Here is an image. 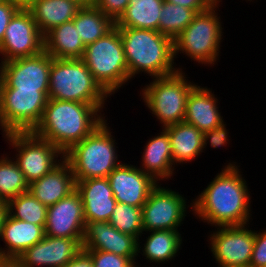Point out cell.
Masks as SVG:
<instances>
[{
  "instance_id": "cell-36",
  "label": "cell",
  "mask_w": 266,
  "mask_h": 267,
  "mask_svg": "<svg viewBox=\"0 0 266 267\" xmlns=\"http://www.w3.org/2000/svg\"><path fill=\"white\" fill-rule=\"evenodd\" d=\"M261 231L255 230L254 246L249 267H266V228Z\"/></svg>"
},
{
  "instance_id": "cell-27",
  "label": "cell",
  "mask_w": 266,
  "mask_h": 267,
  "mask_svg": "<svg viewBox=\"0 0 266 267\" xmlns=\"http://www.w3.org/2000/svg\"><path fill=\"white\" fill-rule=\"evenodd\" d=\"M44 50L54 59H82L85 45L74 22L69 21L44 36Z\"/></svg>"
},
{
  "instance_id": "cell-29",
  "label": "cell",
  "mask_w": 266,
  "mask_h": 267,
  "mask_svg": "<svg viewBox=\"0 0 266 267\" xmlns=\"http://www.w3.org/2000/svg\"><path fill=\"white\" fill-rule=\"evenodd\" d=\"M72 21L85 46L106 35L116 26V22L95 5L82 6Z\"/></svg>"
},
{
  "instance_id": "cell-12",
  "label": "cell",
  "mask_w": 266,
  "mask_h": 267,
  "mask_svg": "<svg viewBox=\"0 0 266 267\" xmlns=\"http://www.w3.org/2000/svg\"><path fill=\"white\" fill-rule=\"evenodd\" d=\"M249 224L215 227L210 231L208 244L215 263L220 267H249L255 239V230Z\"/></svg>"
},
{
  "instance_id": "cell-21",
  "label": "cell",
  "mask_w": 266,
  "mask_h": 267,
  "mask_svg": "<svg viewBox=\"0 0 266 267\" xmlns=\"http://www.w3.org/2000/svg\"><path fill=\"white\" fill-rule=\"evenodd\" d=\"M76 189L70 164L64 159L52 171L29 184L28 191L46 207L56 204Z\"/></svg>"
},
{
  "instance_id": "cell-30",
  "label": "cell",
  "mask_w": 266,
  "mask_h": 267,
  "mask_svg": "<svg viewBox=\"0 0 266 267\" xmlns=\"http://www.w3.org/2000/svg\"><path fill=\"white\" fill-rule=\"evenodd\" d=\"M0 156V199L6 203L25 193L29 189V183L19 169L18 164L10 155ZM12 158V159H11Z\"/></svg>"
},
{
  "instance_id": "cell-42",
  "label": "cell",
  "mask_w": 266,
  "mask_h": 267,
  "mask_svg": "<svg viewBox=\"0 0 266 267\" xmlns=\"http://www.w3.org/2000/svg\"><path fill=\"white\" fill-rule=\"evenodd\" d=\"M6 215H7V203L0 199V236H1L2 225Z\"/></svg>"
},
{
  "instance_id": "cell-22",
  "label": "cell",
  "mask_w": 266,
  "mask_h": 267,
  "mask_svg": "<svg viewBox=\"0 0 266 267\" xmlns=\"http://www.w3.org/2000/svg\"><path fill=\"white\" fill-rule=\"evenodd\" d=\"M44 236V226L15 219L7 213L0 236L5 247L0 246V257L18 258L27 248L40 242Z\"/></svg>"
},
{
  "instance_id": "cell-33",
  "label": "cell",
  "mask_w": 266,
  "mask_h": 267,
  "mask_svg": "<svg viewBox=\"0 0 266 267\" xmlns=\"http://www.w3.org/2000/svg\"><path fill=\"white\" fill-rule=\"evenodd\" d=\"M121 233L129 234L138 241L143 233L142 208L117 202L108 221Z\"/></svg>"
},
{
  "instance_id": "cell-45",
  "label": "cell",
  "mask_w": 266,
  "mask_h": 267,
  "mask_svg": "<svg viewBox=\"0 0 266 267\" xmlns=\"http://www.w3.org/2000/svg\"><path fill=\"white\" fill-rule=\"evenodd\" d=\"M212 4H220L222 0H209Z\"/></svg>"
},
{
  "instance_id": "cell-40",
  "label": "cell",
  "mask_w": 266,
  "mask_h": 267,
  "mask_svg": "<svg viewBox=\"0 0 266 267\" xmlns=\"http://www.w3.org/2000/svg\"><path fill=\"white\" fill-rule=\"evenodd\" d=\"M64 267H94L90 257L82 251L77 257L67 263Z\"/></svg>"
},
{
  "instance_id": "cell-35",
  "label": "cell",
  "mask_w": 266,
  "mask_h": 267,
  "mask_svg": "<svg viewBox=\"0 0 266 267\" xmlns=\"http://www.w3.org/2000/svg\"><path fill=\"white\" fill-rule=\"evenodd\" d=\"M226 123L223 122L221 125L208 130L203 133V152L206 150L207 144H209L212 148L216 149L218 147H226L229 142V132L226 128Z\"/></svg>"
},
{
  "instance_id": "cell-34",
  "label": "cell",
  "mask_w": 266,
  "mask_h": 267,
  "mask_svg": "<svg viewBox=\"0 0 266 267\" xmlns=\"http://www.w3.org/2000/svg\"><path fill=\"white\" fill-rule=\"evenodd\" d=\"M91 259L94 267H134L138 257H123L101 250H83Z\"/></svg>"
},
{
  "instance_id": "cell-16",
  "label": "cell",
  "mask_w": 266,
  "mask_h": 267,
  "mask_svg": "<svg viewBox=\"0 0 266 267\" xmlns=\"http://www.w3.org/2000/svg\"><path fill=\"white\" fill-rule=\"evenodd\" d=\"M45 235L62 238H83L85 218L82 198L75 189L47 210Z\"/></svg>"
},
{
  "instance_id": "cell-15",
  "label": "cell",
  "mask_w": 266,
  "mask_h": 267,
  "mask_svg": "<svg viewBox=\"0 0 266 267\" xmlns=\"http://www.w3.org/2000/svg\"><path fill=\"white\" fill-rule=\"evenodd\" d=\"M83 238H62L45 235L19 257L22 267H64L82 251Z\"/></svg>"
},
{
  "instance_id": "cell-11",
  "label": "cell",
  "mask_w": 266,
  "mask_h": 267,
  "mask_svg": "<svg viewBox=\"0 0 266 267\" xmlns=\"http://www.w3.org/2000/svg\"><path fill=\"white\" fill-rule=\"evenodd\" d=\"M158 183L142 206L143 233L156 230H178L182 226L187 209L193 211L184 197L175 190ZM188 206V207H187Z\"/></svg>"
},
{
  "instance_id": "cell-32",
  "label": "cell",
  "mask_w": 266,
  "mask_h": 267,
  "mask_svg": "<svg viewBox=\"0 0 266 267\" xmlns=\"http://www.w3.org/2000/svg\"><path fill=\"white\" fill-rule=\"evenodd\" d=\"M195 14L193 9L164 1L158 32L174 40L192 22Z\"/></svg>"
},
{
  "instance_id": "cell-5",
  "label": "cell",
  "mask_w": 266,
  "mask_h": 267,
  "mask_svg": "<svg viewBox=\"0 0 266 267\" xmlns=\"http://www.w3.org/2000/svg\"><path fill=\"white\" fill-rule=\"evenodd\" d=\"M110 95L94 79L82 59H54L49 75L48 99L92 104L104 112Z\"/></svg>"
},
{
  "instance_id": "cell-20",
  "label": "cell",
  "mask_w": 266,
  "mask_h": 267,
  "mask_svg": "<svg viewBox=\"0 0 266 267\" xmlns=\"http://www.w3.org/2000/svg\"><path fill=\"white\" fill-rule=\"evenodd\" d=\"M215 96L212 89L197 84L188 96L184 122L194 125L202 133L221 125L224 119Z\"/></svg>"
},
{
  "instance_id": "cell-46",
  "label": "cell",
  "mask_w": 266,
  "mask_h": 267,
  "mask_svg": "<svg viewBox=\"0 0 266 267\" xmlns=\"http://www.w3.org/2000/svg\"><path fill=\"white\" fill-rule=\"evenodd\" d=\"M140 266H141V264L139 265L138 262H137V264H136L134 267H140ZM153 267H154V266H153Z\"/></svg>"
},
{
  "instance_id": "cell-17",
  "label": "cell",
  "mask_w": 266,
  "mask_h": 267,
  "mask_svg": "<svg viewBox=\"0 0 266 267\" xmlns=\"http://www.w3.org/2000/svg\"><path fill=\"white\" fill-rule=\"evenodd\" d=\"M107 178L117 202L140 208L158 184L138 166L124 162L111 171Z\"/></svg>"
},
{
  "instance_id": "cell-28",
  "label": "cell",
  "mask_w": 266,
  "mask_h": 267,
  "mask_svg": "<svg viewBox=\"0 0 266 267\" xmlns=\"http://www.w3.org/2000/svg\"><path fill=\"white\" fill-rule=\"evenodd\" d=\"M163 4L164 0H129L116 26L158 31Z\"/></svg>"
},
{
  "instance_id": "cell-14",
  "label": "cell",
  "mask_w": 266,
  "mask_h": 267,
  "mask_svg": "<svg viewBox=\"0 0 266 267\" xmlns=\"http://www.w3.org/2000/svg\"><path fill=\"white\" fill-rule=\"evenodd\" d=\"M44 50V36L27 9H20L8 24L0 44V61L31 57Z\"/></svg>"
},
{
  "instance_id": "cell-41",
  "label": "cell",
  "mask_w": 266,
  "mask_h": 267,
  "mask_svg": "<svg viewBox=\"0 0 266 267\" xmlns=\"http://www.w3.org/2000/svg\"><path fill=\"white\" fill-rule=\"evenodd\" d=\"M0 267H22L18 258L0 257Z\"/></svg>"
},
{
  "instance_id": "cell-37",
  "label": "cell",
  "mask_w": 266,
  "mask_h": 267,
  "mask_svg": "<svg viewBox=\"0 0 266 267\" xmlns=\"http://www.w3.org/2000/svg\"><path fill=\"white\" fill-rule=\"evenodd\" d=\"M129 0H95V6L115 22L121 17L128 6Z\"/></svg>"
},
{
  "instance_id": "cell-43",
  "label": "cell",
  "mask_w": 266,
  "mask_h": 267,
  "mask_svg": "<svg viewBox=\"0 0 266 267\" xmlns=\"http://www.w3.org/2000/svg\"><path fill=\"white\" fill-rule=\"evenodd\" d=\"M19 6L21 9H26L33 0H7Z\"/></svg>"
},
{
  "instance_id": "cell-19",
  "label": "cell",
  "mask_w": 266,
  "mask_h": 267,
  "mask_svg": "<svg viewBox=\"0 0 266 267\" xmlns=\"http://www.w3.org/2000/svg\"><path fill=\"white\" fill-rule=\"evenodd\" d=\"M76 182V190L82 198L85 223L108 222L117 204L108 178H90Z\"/></svg>"
},
{
  "instance_id": "cell-25",
  "label": "cell",
  "mask_w": 266,
  "mask_h": 267,
  "mask_svg": "<svg viewBox=\"0 0 266 267\" xmlns=\"http://www.w3.org/2000/svg\"><path fill=\"white\" fill-rule=\"evenodd\" d=\"M169 134L174 166L192 162L203 152V133L194 125L180 122L164 128Z\"/></svg>"
},
{
  "instance_id": "cell-23",
  "label": "cell",
  "mask_w": 266,
  "mask_h": 267,
  "mask_svg": "<svg viewBox=\"0 0 266 267\" xmlns=\"http://www.w3.org/2000/svg\"><path fill=\"white\" fill-rule=\"evenodd\" d=\"M158 135L152 136L144 145L139 168L156 182L170 180L175 174L172 150L168 132L162 128Z\"/></svg>"
},
{
  "instance_id": "cell-18",
  "label": "cell",
  "mask_w": 266,
  "mask_h": 267,
  "mask_svg": "<svg viewBox=\"0 0 266 267\" xmlns=\"http://www.w3.org/2000/svg\"><path fill=\"white\" fill-rule=\"evenodd\" d=\"M138 240L132 235L121 233L109 222L85 223L82 239L83 250H101L123 257H137Z\"/></svg>"
},
{
  "instance_id": "cell-9",
  "label": "cell",
  "mask_w": 266,
  "mask_h": 267,
  "mask_svg": "<svg viewBox=\"0 0 266 267\" xmlns=\"http://www.w3.org/2000/svg\"><path fill=\"white\" fill-rule=\"evenodd\" d=\"M3 136L9 147L16 151L13 159L29 184L52 171L64 160V153L60 149L32 131L9 132Z\"/></svg>"
},
{
  "instance_id": "cell-3",
  "label": "cell",
  "mask_w": 266,
  "mask_h": 267,
  "mask_svg": "<svg viewBox=\"0 0 266 267\" xmlns=\"http://www.w3.org/2000/svg\"><path fill=\"white\" fill-rule=\"evenodd\" d=\"M118 29L131 80L142 72L151 78H157L183 70L176 67L174 62V45L170 37L149 29L127 27Z\"/></svg>"
},
{
  "instance_id": "cell-38",
  "label": "cell",
  "mask_w": 266,
  "mask_h": 267,
  "mask_svg": "<svg viewBox=\"0 0 266 267\" xmlns=\"http://www.w3.org/2000/svg\"><path fill=\"white\" fill-rule=\"evenodd\" d=\"M21 8L16 4L7 0H0V44L4 39L5 30L13 16Z\"/></svg>"
},
{
  "instance_id": "cell-2",
  "label": "cell",
  "mask_w": 266,
  "mask_h": 267,
  "mask_svg": "<svg viewBox=\"0 0 266 267\" xmlns=\"http://www.w3.org/2000/svg\"><path fill=\"white\" fill-rule=\"evenodd\" d=\"M104 115L92 104L48 99L42 119L32 132L66 153L104 122Z\"/></svg>"
},
{
  "instance_id": "cell-1",
  "label": "cell",
  "mask_w": 266,
  "mask_h": 267,
  "mask_svg": "<svg viewBox=\"0 0 266 267\" xmlns=\"http://www.w3.org/2000/svg\"><path fill=\"white\" fill-rule=\"evenodd\" d=\"M237 164L233 161L223 166L192 201L196 219L213 227L250 224L251 192Z\"/></svg>"
},
{
  "instance_id": "cell-26",
  "label": "cell",
  "mask_w": 266,
  "mask_h": 267,
  "mask_svg": "<svg viewBox=\"0 0 266 267\" xmlns=\"http://www.w3.org/2000/svg\"><path fill=\"white\" fill-rule=\"evenodd\" d=\"M148 237L142 245V241H138L137 252L144 256L146 262L153 264H165L178 256L182 246V234L179 230H156L148 231ZM144 245V246H143ZM164 262V263H163Z\"/></svg>"
},
{
  "instance_id": "cell-10",
  "label": "cell",
  "mask_w": 266,
  "mask_h": 267,
  "mask_svg": "<svg viewBox=\"0 0 266 267\" xmlns=\"http://www.w3.org/2000/svg\"><path fill=\"white\" fill-rule=\"evenodd\" d=\"M48 102V90L0 89V129L31 132L40 123Z\"/></svg>"
},
{
  "instance_id": "cell-6",
  "label": "cell",
  "mask_w": 266,
  "mask_h": 267,
  "mask_svg": "<svg viewBox=\"0 0 266 267\" xmlns=\"http://www.w3.org/2000/svg\"><path fill=\"white\" fill-rule=\"evenodd\" d=\"M220 6L212 4L195 14L192 22L173 40L174 59L182 53L199 65L211 67L217 64L224 34L217 12Z\"/></svg>"
},
{
  "instance_id": "cell-7",
  "label": "cell",
  "mask_w": 266,
  "mask_h": 267,
  "mask_svg": "<svg viewBox=\"0 0 266 267\" xmlns=\"http://www.w3.org/2000/svg\"><path fill=\"white\" fill-rule=\"evenodd\" d=\"M82 60L110 97L131 81L117 26L95 42L86 45Z\"/></svg>"
},
{
  "instance_id": "cell-44",
  "label": "cell",
  "mask_w": 266,
  "mask_h": 267,
  "mask_svg": "<svg viewBox=\"0 0 266 267\" xmlns=\"http://www.w3.org/2000/svg\"><path fill=\"white\" fill-rule=\"evenodd\" d=\"M81 6H92L95 4V0H73Z\"/></svg>"
},
{
  "instance_id": "cell-4",
  "label": "cell",
  "mask_w": 266,
  "mask_h": 267,
  "mask_svg": "<svg viewBox=\"0 0 266 267\" xmlns=\"http://www.w3.org/2000/svg\"><path fill=\"white\" fill-rule=\"evenodd\" d=\"M110 129L105 120L90 135L64 153L75 181L106 178L122 163L118 159L116 139Z\"/></svg>"
},
{
  "instance_id": "cell-39",
  "label": "cell",
  "mask_w": 266,
  "mask_h": 267,
  "mask_svg": "<svg viewBox=\"0 0 266 267\" xmlns=\"http://www.w3.org/2000/svg\"><path fill=\"white\" fill-rule=\"evenodd\" d=\"M173 4H177L189 9H193L196 13L204 11L212 3L209 0H164Z\"/></svg>"
},
{
  "instance_id": "cell-13",
  "label": "cell",
  "mask_w": 266,
  "mask_h": 267,
  "mask_svg": "<svg viewBox=\"0 0 266 267\" xmlns=\"http://www.w3.org/2000/svg\"><path fill=\"white\" fill-rule=\"evenodd\" d=\"M53 58L43 50L38 55L0 62V89L49 90Z\"/></svg>"
},
{
  "instance_id": "cell-8",
  "label": "cell",
  "mask_w": 266,
  "mask_h": 267,
  "mask_svg": "<svg viewBox=\"0 0 266 267\" xmlns=\"http://www.w3.org/2000/svg\"><path fill=\"white\" fill-rule=\"evenodd\" d=\"M186 76L185 71L178 70L172 75L152 78L140 88L142 102L161 123V128L184 121L188 96L197 85Z\"/></svg>"
},
{
  "instance_id": "cell-31",
  "label": "cell",
  "mask_w": 266,
  "mask_h": 267,
  "mask_svg": "<svg viewBox=\"0 0 266 267\" xmlns=\"http://www.w3.org/2000/svg\"><path fill=\"white\" fill-rule=\"evenodd\" d=\"M47 210L29 191L21 193L7 202V213L19 220L45 226Z\"/></svg>"
},
{
  "instance_id": "cell-24",
  "label": "cell",
  "mask_w": 266,
  "mask_h": 267,
  "mask_svg": "<svg viewBox=\"0 0 266 267\" xmlns=\"http://www.w3.org/2000/svg\"><path fill=\"white\" fill-rule=\"evenodd\" d=\"M81 7L73 0H33L26 9L45 36L53 28L72 21Z\"/></svg>"
}]
</instances>
